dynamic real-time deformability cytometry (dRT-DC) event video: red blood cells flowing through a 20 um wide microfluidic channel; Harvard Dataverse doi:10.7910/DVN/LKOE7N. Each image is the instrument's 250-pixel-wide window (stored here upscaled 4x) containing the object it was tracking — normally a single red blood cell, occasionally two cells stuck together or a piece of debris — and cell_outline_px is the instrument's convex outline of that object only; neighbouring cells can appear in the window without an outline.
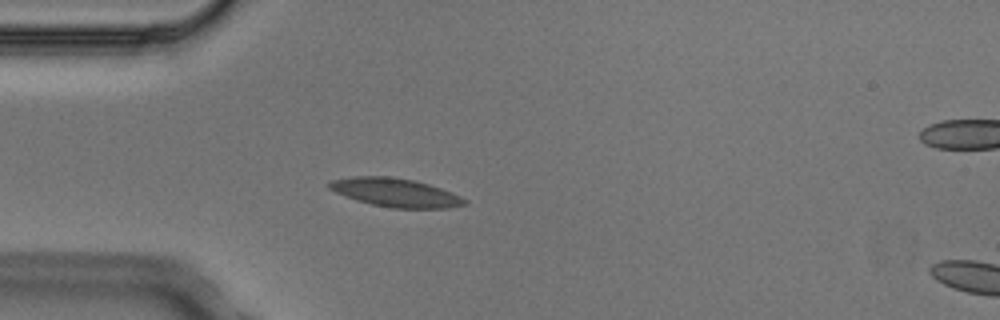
{"species": "Egyptian fruit bat (a non-hibernating species)", "species_latin": "Rousettus aegyptiacus", "temperature_condition": "cold", "stored_images_in_passage": 4, "camera_frame_rate_fps": 3000, "um_per_image_px": 0.085, "animal": {"sex": "male"}, "frame": {"image": 1, "passage_image": 3, "time_ms": 0.667, "image_size_px": [1000, 320], "cell_outline_px": [[468, 204], [448, 208], [392, 208], [372, 204], [356, 200], [344, 196], [328, 188], [328, 184], [332, 180], [352, 176], [388, 176], [412, 180], [428, 184], [452, 192], [468, 200]], "centroid_in_image_um": [33.62, 16.37], "position_along_channel_um": 51.4, "area_um2": 22.48}}